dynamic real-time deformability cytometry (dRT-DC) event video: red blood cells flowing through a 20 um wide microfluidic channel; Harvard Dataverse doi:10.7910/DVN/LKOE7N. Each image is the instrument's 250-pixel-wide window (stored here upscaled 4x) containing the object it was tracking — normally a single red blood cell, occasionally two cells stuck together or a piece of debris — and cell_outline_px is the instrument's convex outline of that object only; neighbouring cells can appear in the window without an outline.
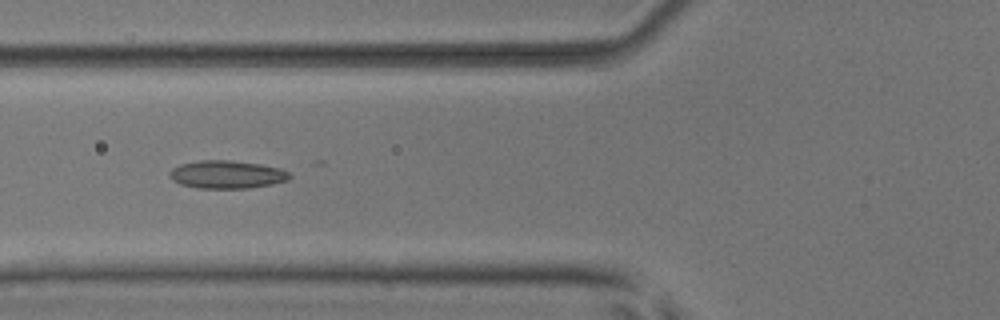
{"species": "common noctule bat (a hibernating species)", "species_latin": "Nyctalus noctula", "temperature_condition": "room temperature", "stored_images_in_passage": 6, "camera_frame_rate_fps": 3000, "um_per_image_px": 0.085, "animal": {"sex": "male", "body_mass_g": 17.9, "forearm_length_mm": 54.2}, "frame": {"image": 1, "passage_image": 3, "time_ms": 0.667, "image_size_px": [1000, 320], "cell_outline_px": [[292, 176], [288, 180], [272, 184], [248, 188], [196, 188], [180, 184], [172, 180], [168, 176], [168, 172], [172, 168], [180, 164], [200, 160], [228, 160], [260, 164], [280, 168], [288, 172]], "centroid_in_image_um": [19.25, 14.83], "position_along_channel_um": 106.6, "area_um2": 19.65}}
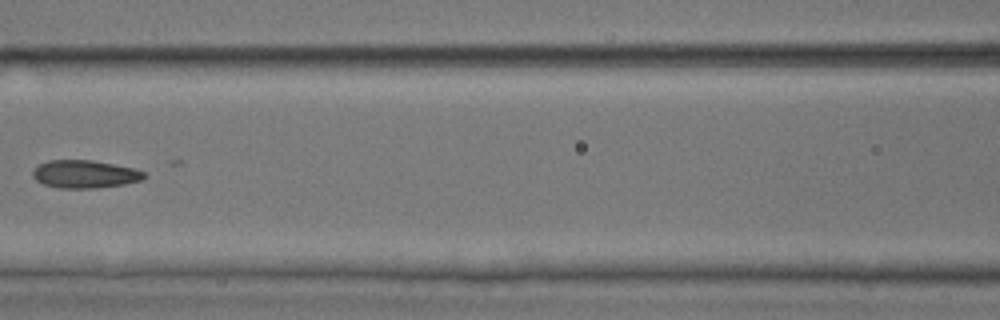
{"frame": {"image": 2, "passage_image": 4, "time_ms": 1.0, "image_size_px": [1000, 320], "cell_outline_px": [[148, 176], [140, 180], [124, 184], [92, 188], [60, 188], [44, 184], [36, 180], [32, 176], [32, 172], [36, 164], [48, 160], [92, 160], [132, 168], [144, 172]], "centroid_in_image_um": [7.16, 14.79], "position_along_channel_um": 159.4, "area_um2": 18.03}}